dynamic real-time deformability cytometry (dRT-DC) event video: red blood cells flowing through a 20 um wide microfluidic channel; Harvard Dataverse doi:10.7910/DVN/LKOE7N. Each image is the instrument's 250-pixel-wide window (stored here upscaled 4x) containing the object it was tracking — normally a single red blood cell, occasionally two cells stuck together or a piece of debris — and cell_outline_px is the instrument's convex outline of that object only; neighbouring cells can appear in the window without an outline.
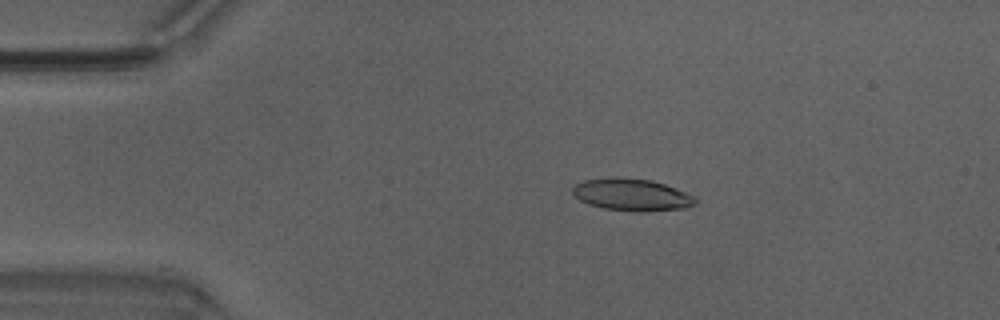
{"species": "Egyptian fruit bat (a non-hibernating species)", "species_latin": "Rousettus aegyptiacus", "temperature_condition": "warm", "stored_images_in_passage": 49, "camera_frame_rate_fps": 3000, "um_per_image_px": 0.085, "animal": {"sex": "male"}, "frame": {"image": 1, "passage_image": 10, "time_ms": 3.0, "image_size_px": [1000, 320], "cell_outline_px": [[696, 204], [684, 208], [640, 212], [632, 212], [604, 208], [588, 204], [580, 200], [572, 192], [572, 188], [576, 184], [584, 180], [612, 176], [616, 176], [652, 180], [676, 188], [696, 196]], "centroid_in_image_um": [53.71, 16.54], "position_along_channel_um": 31.3, "area_um2": 23.24}}
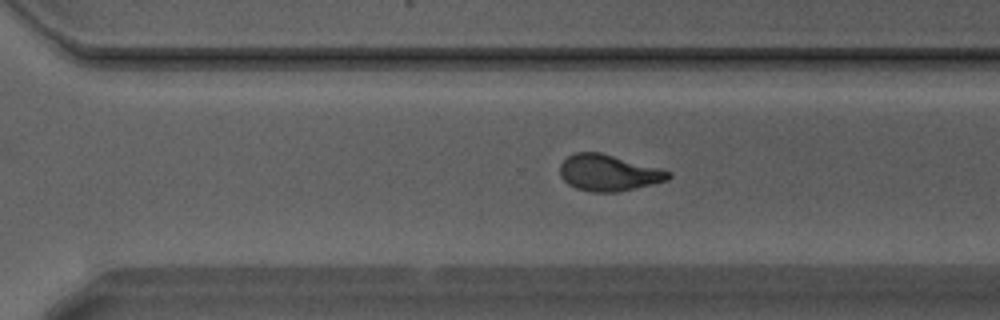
{"frame": {"image": 2, "passage_image": 34, "time_ms": 11.0, "image_size_px": [1000, 320], "cell_outline_px": [[672, 176], [668, 180], [616, 192], [592, 192], [576, 188], [568, 184], [560, 176], [560, 164], [568, 156], [576, 152], [600, 152], [672, 172]], "centroid_in_image_um": [51.7, 14.69], "position_along_channel_um": 318.9, "area_um2": 22.66}}
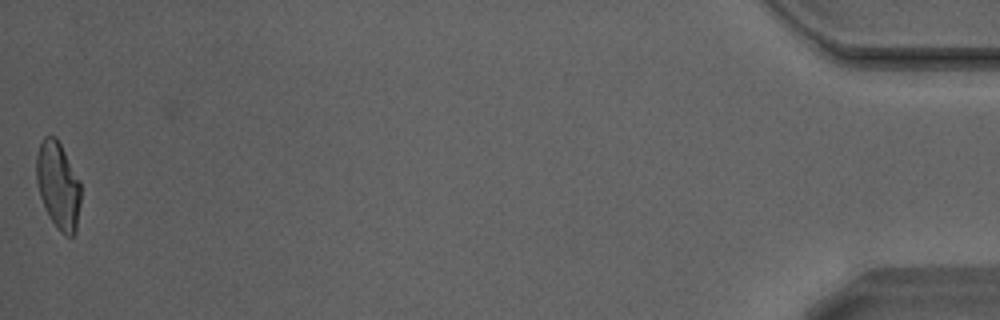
{"frame": {"image": 3, "passage_image": 49, "time_ms": 16.0, "image_size_px": [1000, 320], "cell_outline_px": [[80, 204], [76, 232], [72, 236], [64, 236], [56, 228], [48, 216], [40, 196], [36, 180], [36, 156], [40, 144], [44, 136], [56, 136], [80, 180]], "centroid_in_image_um": [4.94, 15.79], "position_along_channel_um": 430.3, "area_um2": 22.72}, "authors_computed_cell_mechanics": {"area_um2": 23.12, "velocity_mm_per_s": 4.2422, "shape_relaxation_time_tau1_ms": 5.837, "shape_relaxation_time_tau2_ms": 1.2346, "deformation_change_tau1": 0.2311, "deformation_change_tau2": 0.0717}}